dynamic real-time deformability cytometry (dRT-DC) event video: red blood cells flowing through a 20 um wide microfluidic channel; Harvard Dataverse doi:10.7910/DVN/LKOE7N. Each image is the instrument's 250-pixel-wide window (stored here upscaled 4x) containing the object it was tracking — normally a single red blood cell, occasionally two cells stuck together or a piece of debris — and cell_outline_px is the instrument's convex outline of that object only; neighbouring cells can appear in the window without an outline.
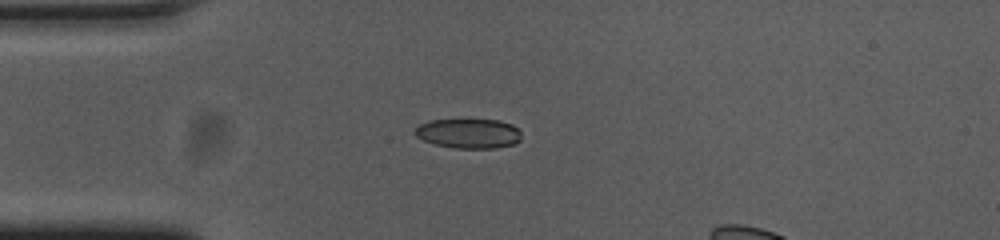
{"species": "common noctule bat (a hibernating species)", "species_latin": "Nyctalus noctula", "temperature_condition": "cold", "stored_images_in_passage": 37, "camera_frame_rate_fps": 3000, "um_per_image_px": 0.085, "animal": {"sex": "female", "body_mass_g": 23.0, "forearm_length_mm": 53.4}, "frame": {"image": 1, "passage_image": 1, "time_ms": 0.0, "image_size_px": [1000, 240], "cell_outline_px": [[520, 140], [512, 144], [496, 148], [456, 148], [436, 144], [424, 140], [416, 136], [412, 132], [412, 128], [428, 120], [500, 120], [512, 124], [520, 132]], "centroid_in_image_um": [39.79, 11.33], "position_along_channel_um": 45.2, "area_um2": 18.38}}
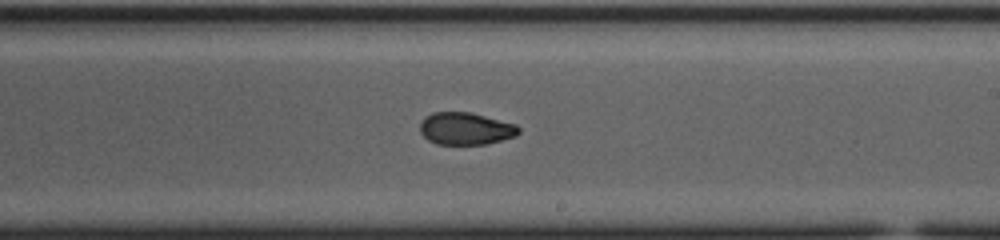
{"frame": {"image": 2, "passage_image": 19, "time_ms": 6.0, "image_size_px": [1000, 240], "cell_outline_px": [[520, 132], [516, 136], [488, 144], [436, 144], [428, 140], [420, 132], [420, 124], [424, 116], [432, 112], [472, 112], [516, 124], [520, 128]], "centroid_in_image_um": [39.59, 10.92], "position_along_channel_um": 249.4, "area_um2": 18.79}}
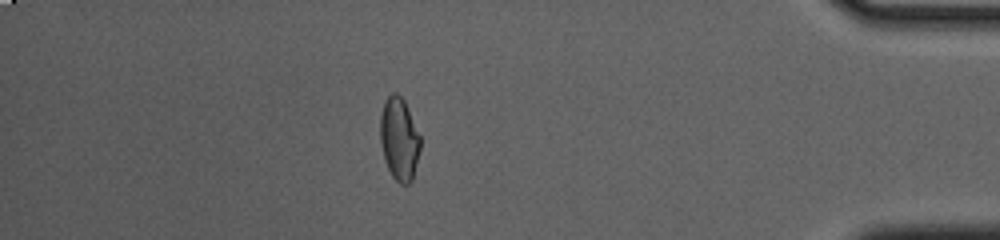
{"frame": {"image": 3, "passage_image": 35, "time_ms": 11.333, "image_size_px": [1000, 240], "cell_outline_px": [[420, 148], [412, 180], [408, 184], [400, 184], [392, 176], [388, 168], [384, 156], [380, 140], [380, 116], [384, 100], [392, 92], [396, 92], [404, 100], [420, 136]], "centroid_in_image_um": [33.92, 11.79], "position_along_channel_um": 401.3, "area_um2": 19.19}, "authors_computed_cell_mechanics": {"area_um2": 19.1896, "velocity_mm_per_s": 3.6807, "shape_relaxation_time_tau1_ms": null, "shape_relaxation_time_tau2_ms": 2.2571, "deformation_change_tau1": null, "deformation_change_tau2": 0.0639}}